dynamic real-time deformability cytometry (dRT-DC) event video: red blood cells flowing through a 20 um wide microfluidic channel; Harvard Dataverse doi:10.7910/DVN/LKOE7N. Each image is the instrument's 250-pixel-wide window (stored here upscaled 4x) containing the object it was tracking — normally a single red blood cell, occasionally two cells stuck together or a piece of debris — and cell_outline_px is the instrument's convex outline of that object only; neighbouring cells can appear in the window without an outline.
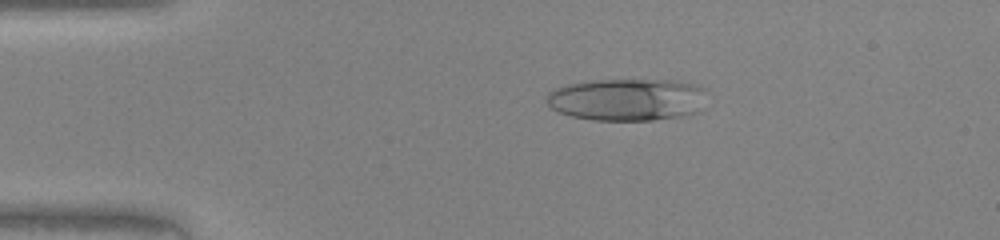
{"species": "human", "species_latin": "Homo sapiens", "temperature_condition": "warm", "stored_images_in_passage": 46, "camera_frame_rate_fps": 3000, "um_per_image_px": 0.085, "donor": {"sex": "female"}, "frame": {"image": 1, "passage_image": 9, "time_ms": 2.667, "image_size_px": [1000, 240], "cell_outline_px": [[708, 88], [704, 108], [700, 112], [680, 116], [652, 120], [596, 120], [572, 116], [560, 112], [552, 108], [548, 104], [548, 92], [552, 88], [564, 84], [596, 80], [672, 80], [696, 84]], "centroid_in_image_um": [53.39, 8.45], "position_along_channel_um": 31.6, "area_um2": 40.06}}
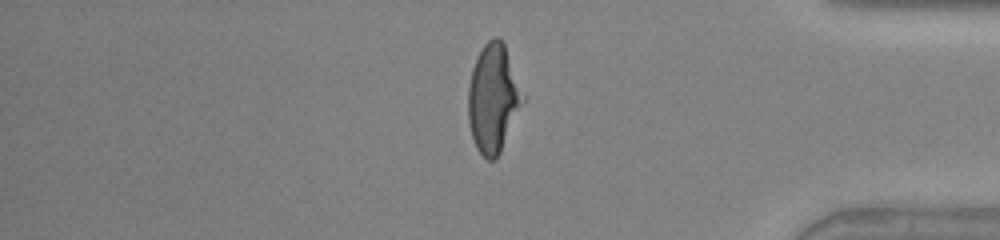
{"frame": {"image": 2, "passage_image": 39, "time_ms": 12.667, "image_size_px": [1000, 240], "cell_outline_px": [[528, 96], [496, 160], [488, 160], [476, 148], [468, 124], [468, 88], [472, 68], [484, 44], [492, 36], [496, 36], [504, 44]], "centroid_in_image_um": [41.97, 8.36], "position_along_channel_um": 393.2, "area_um2": 35.14}}
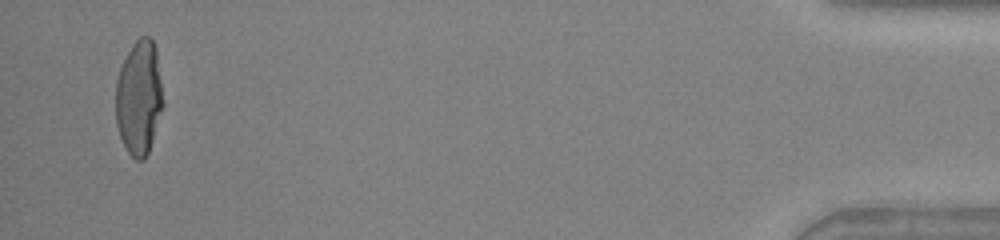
{"frame": {"image": 3, "passage_image": 45, "time_ms": 14.667, "image_size_px": [1000, 240], "cell_outline_px": [[164, 104], [148, 152], [144, 160], [136, 160], [128, 152], [120, 136], [116, 124], [116, 80], [120, 68], [132, 44], [140, 36], [148, 36], [152, 40], [156, 48]], "centroid_in_image_um": [11.82, 8.29], "position_along_channel_um": 423.4, "area_um2": 31.5}}